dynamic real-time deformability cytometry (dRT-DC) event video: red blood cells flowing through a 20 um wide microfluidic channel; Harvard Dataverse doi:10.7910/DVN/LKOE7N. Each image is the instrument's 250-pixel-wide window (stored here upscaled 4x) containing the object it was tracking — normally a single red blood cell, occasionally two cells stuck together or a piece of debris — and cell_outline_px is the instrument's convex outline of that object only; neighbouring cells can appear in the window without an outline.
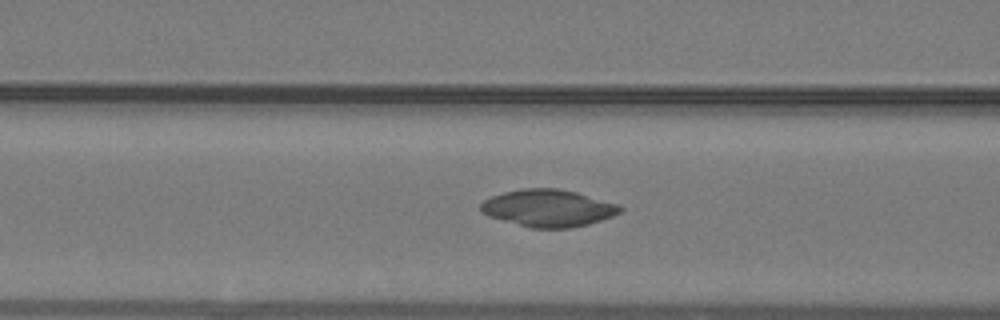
{"species": "common noctule bat (a hibernating species)", "species_latin": "Nyctalus noctula", "temperature_condition": "warm", "stored_images_in_passage": 31, "camera_frame_rate_fps": 3000, "um_per_image_px": 0.085, "animal": {"sex": "male", "body_mass_g": 19.2, "forearm_length_mm": 51.8}, "frame": {"image": 1, "passage_image": 7, "time_ms": 2.0, "image_size_px": [1000, 320], "cell_outline_px": [[624, 208], [620, 212], [612, 216], [588, 224], [568, 228], [532, 228], [488, 216], [480, 212], [480, 204], [484, 200], [492, 196], [504, 192], [524, 188], [556, 188], [576, 192], [620, 204]], "centroid_in_image_um": [46.6, 17.68], "position_along_channel_um": 120.0, "area_um2": 30.11}}
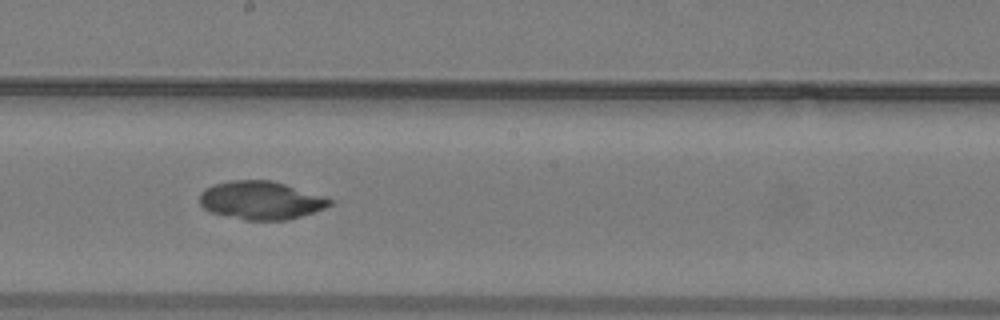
{"frame": {"image": 2, "passage_image": 14, "time_ms": 4.333, "image_size_px": [1000, 320], "cell_outline_px": [[332, 204], [324, 208], [288, 220], [244, 220], [212, 212], [204, 208], [200, 204], [200, 192], [204, 188], [216, 184], [232, 180], [272, 180], [332, 200]], "centroid_in_image_um": [22.12, 17.03], "position_along_channel_um": 226.1, "area_um2": 28.5}}
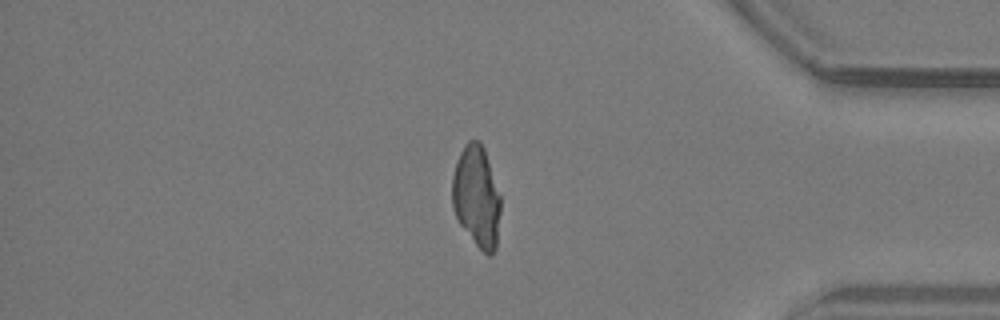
{"frame": {"image": 3, "passage_image": 27, "time_ms": 8.667, "image_size_px": [1000, 320], "cell_outline_px": [[500, 212], [496, 248], [488, 256], [476, 244], [460, 224], [452, 208], [452, 176], [460, 152], [464, 144], [468, 140], [480, 140], [484, 148], [500, 196]], "centroid_in_image_um": [40.5, 16.68], "position_along_channel_um": 394.7, "area_um2": 28.38}}